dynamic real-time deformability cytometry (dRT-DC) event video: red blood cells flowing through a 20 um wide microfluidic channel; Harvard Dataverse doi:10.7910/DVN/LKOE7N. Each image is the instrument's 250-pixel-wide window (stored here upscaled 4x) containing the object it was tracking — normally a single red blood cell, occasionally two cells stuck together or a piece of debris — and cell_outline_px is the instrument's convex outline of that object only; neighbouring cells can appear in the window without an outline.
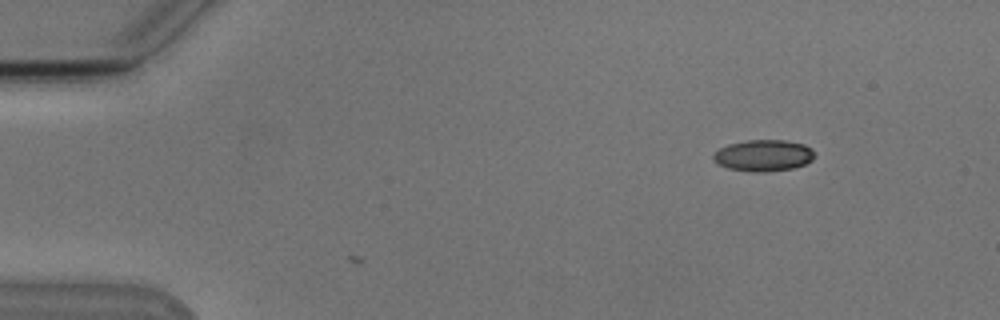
{"species": "Egyptian fruit bat (a non-hibernating species)", "species_latin": "Rousettus aegyptiacus", "temperature_condition": "cold", "stored_images_in_passage": 8, "camera_frame_rate_fps": 3000, "um_per_image_px": 0.085, "animal": {"sex": "male"}, "frame": {"image": 1, "passage_image": 1, "time_ms": 0.0, "image_size_px": [1000, 320], "cell_outline_px": [[816, 156], [812, 160], [804, 164], [792, 168], [764, 172], [752, 172], [728, 168], [716, 164], [712, 160], [712, 156], [720, 148], [728, 144], [748, 140], [784, 140], [804, 144], [812, 148]], "centroid_in_image_um": [64.89, 13.21], "position_along_channel_um": 20.1, "area_um2": 18.67}}
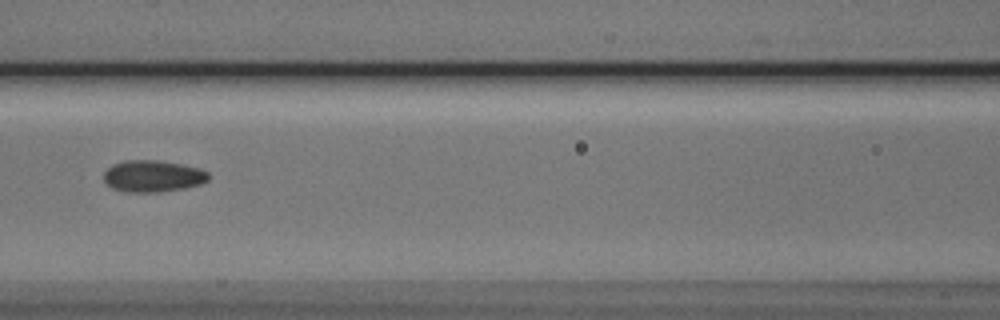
{"frame": {"image": 2, "passage_image": 6, "time_ms": 6.0, "image_size_px": [1000, 320], "cell_outline_px": [[208, 180], [200, 184], [184, 188], [160, 192], [128, 192], [112, 188], [104, 180], [104, 172], [112, 164], [124, 160], [156, 160], [184, 164], [200, 168], [208, 172]], "centroid_in_image_um": [12.99, 14.96], "position_along_channel_um": 153.6, "area_um2": 19.42}}
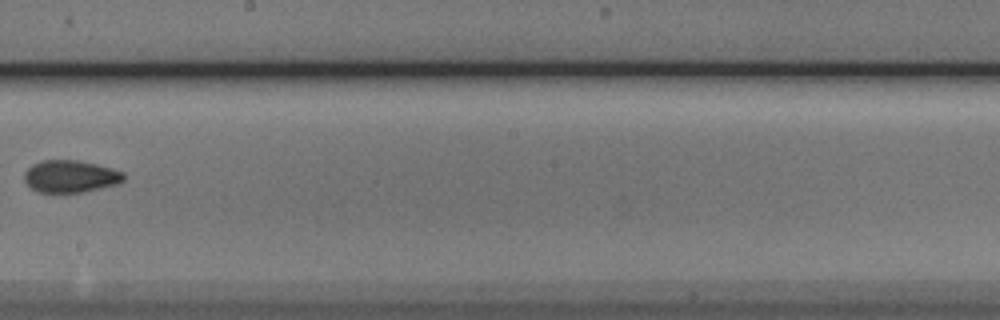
{"frame": {"image": 3, "passage_image": 8, "time_ms": 8.333, "image_size_px": [1000, 320], "cell_outline_px": [[124, 180], [116, 184], [100, 188], [80, 192], [36, 192], [24, 180], [24, 172], [32, 164], [40, 160], [76, 160], [96, 164], [112, 168], [124, 172]], "centroid_in_image_um": [5.97, 14.98], "position_along_channel_um": 242.2, "area_um2": 18.61}}